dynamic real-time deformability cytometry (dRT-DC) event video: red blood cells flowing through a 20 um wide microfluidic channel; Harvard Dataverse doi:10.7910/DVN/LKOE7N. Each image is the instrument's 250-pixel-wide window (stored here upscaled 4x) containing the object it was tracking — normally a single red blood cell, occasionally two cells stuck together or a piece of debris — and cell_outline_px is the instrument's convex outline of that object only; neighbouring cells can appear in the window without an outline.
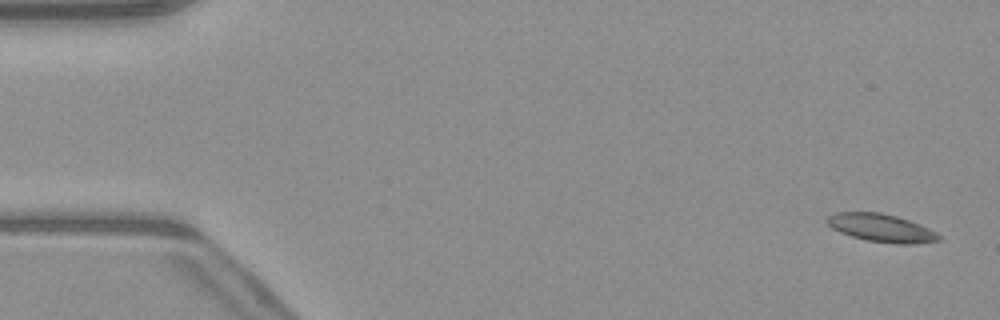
{"species": "common noctule bat (a hibernating species)", "species_latin": "Nyctalus noctula", "temperature_condition": "warm", "stored_images_in_passage": 51, "camera_frame_rate_fps": 3000, "um_per_image_px": 0.085, "animal": {"sex": "male", "body_mass_g": 23.1, "forearm_length_mm": 52.7}, "frame": {"image": 1, "passage_image": 2, "time_ms": 0.333, "image_size_px": [1000, 320], "cell_outline_px": [[940, 240], [916, 244], [896, 244], [864, 240], [840, 232], [832, 228], [824, 220], [828, 216], [836, 212], [880, 212], [896, 216], [920, 224], [936, 232], [940, 236]], "centroid_in_image_um": [74.89, 19.38], "position_along_channel_um": 10.1, "area_um2": 18.26}}
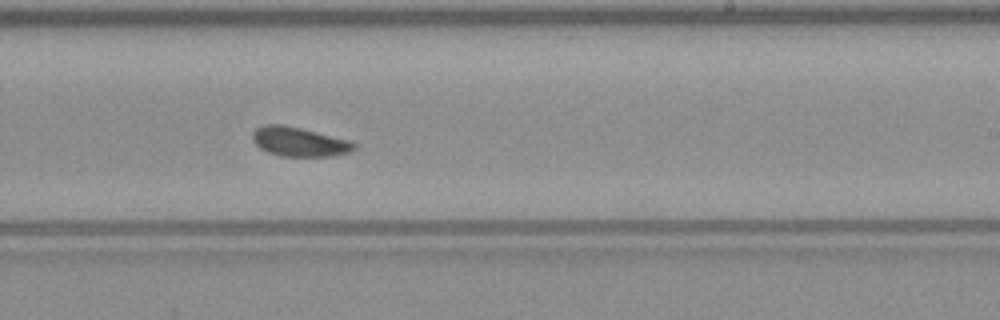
{"frame": {"image": 2, "passage_image": 31, "time_ms": 10.0, "image_size_px": [1000, 320], "cell_outline_px": [[356, 148], [352, 152], [332, 156], [280, 156], [268, 152], [260, 148], [252, 140], [252, 132], [256, 128], [264, 124], [284, 124], [352, 140], [356, 144]], "centroid_in_image_um": [25.46, 12.04], "position_along_channel_um": 263.5, "area_um2": 17.63}}
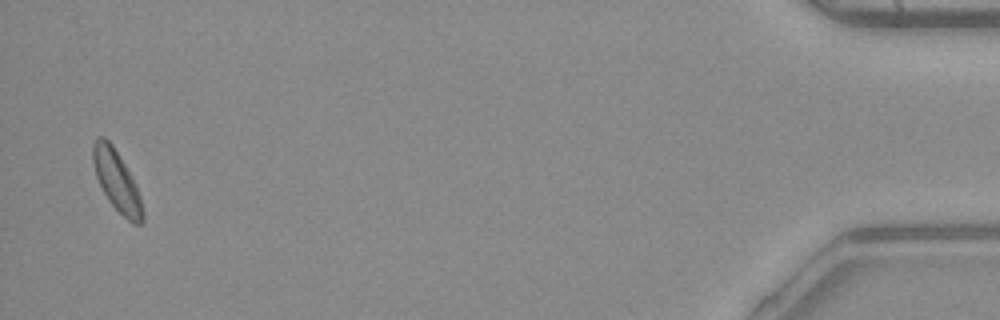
{"frame": {"image": 3, "passage_image": 50, "time_ms": 16.333, "image_size_px": [1000, 320], "cell_outline_px": [[144, 220], [140, 224], [132, 224], [108, 200], [96, 176], [92, 160], [92, 144], [96, 136], [104, 136], [112, 144], [132, 176], [136, 184], [140, 196], [144, 212]], "centroid_in_image_um": [9.92, 15.35], "position_along_channel_um": 425.3, "area_um2": 17.57}, "authors_computed_cell_mechanics": {"area_um2": 17.5712, "velocity_mm_per_s": 4.041, "shape_relaxation_time_tau1_ms": 3.1805, "shape_relaxation_time_tau2_ms": 3.2524, "deformation_change_tau1": 0.0956, "deformation_change_tau2": 0.0899}}